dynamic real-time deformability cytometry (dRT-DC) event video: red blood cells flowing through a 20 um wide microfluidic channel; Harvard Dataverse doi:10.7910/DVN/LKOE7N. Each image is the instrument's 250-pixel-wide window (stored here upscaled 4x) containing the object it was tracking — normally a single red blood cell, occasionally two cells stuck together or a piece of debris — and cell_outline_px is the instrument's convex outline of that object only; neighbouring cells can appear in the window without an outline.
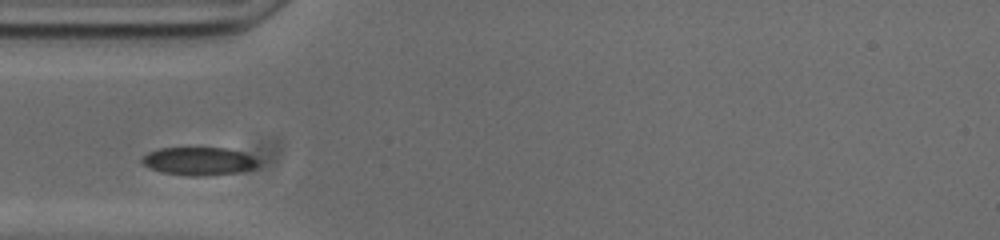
{"species": "common noctule bat (a hibernating species)", "species_latin": "Nyctalus noctula", "temperature_condition": "cold", "stored_images_in_passage": 29, "camera_frame_rate_fps": 3000, "um_per_image_px": 0.085, "animal": {"sex": "male", "body_mass_g": 20.0, "forearm_length_mm": 53.3}, "frame": {"image": 1, "passage_image": 3, "time_ms": 0.667, "image_size_px": [1000, 240], "cell_outline_px": [[256, 164], [252, 168], [236, 172], [208, 176], [188, 176], [160, 172], [144, 164], [140, 160], [148, 152], [160, 148], [228, 148], [244, 152], [256, 160]], "centroid_in_image_um": [16.85, 13.7], "position_along_channel_um": 68.1, "area_um2": 18.79}}
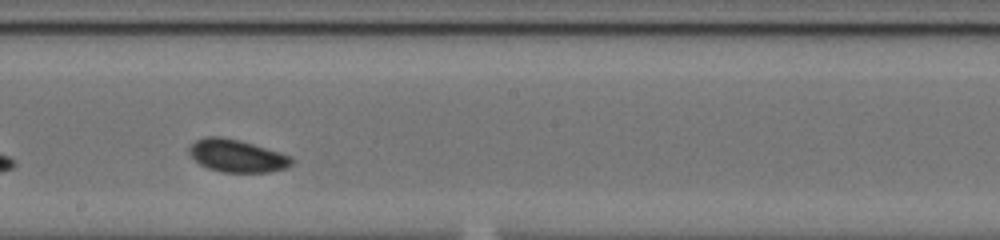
{"frame": {"image": 2, "passage_image": 16, "time_ms": 5.0, "image_size_px": [1000, 240], "cell_outline_px": [[292, 164], [284, 168], [268, 172], [224, 172], [208, 168], [200, 164], [188, 152], [188, 148], [196, 140], [208, 136], [220, 136], [240, 140], [292, 156]], "centroid_in_image_um": [20.13, 13.24], "position_along_channel_um": 228.1, "area_um2": 19.25}}
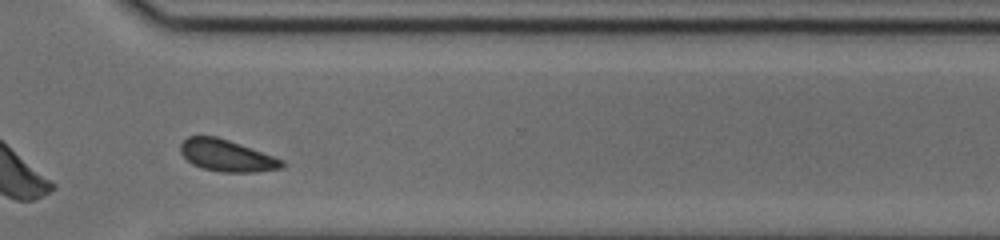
{"frame": {"image": 3, "passage_image": 26, "time_ms": 8.333, "image_size_px": [1000, 240], "cell_outline_px": [[284, 164], [280, 168], [256, 172], [220, 172], [204, 168], [192, 164], [180, 152], [180, 144], [188, 136], [216, 136], [228, 140], [284, 160]], "centroid_in_image_um": [19.25, 13.22], "position_along_channel_um": 351.4, "area_um2": 18.5}, "authors_computed_cell_mechanics": {"area_um2": 18.7272, "velocity_mm_per_s": 3.689, "shape_relaxation_time_tau1_ms": null, "shape_relaxation_time_tau2_ms": 4.225, "deformation_change_tau1": null, "deformation_change_tau2": 0.0643}}